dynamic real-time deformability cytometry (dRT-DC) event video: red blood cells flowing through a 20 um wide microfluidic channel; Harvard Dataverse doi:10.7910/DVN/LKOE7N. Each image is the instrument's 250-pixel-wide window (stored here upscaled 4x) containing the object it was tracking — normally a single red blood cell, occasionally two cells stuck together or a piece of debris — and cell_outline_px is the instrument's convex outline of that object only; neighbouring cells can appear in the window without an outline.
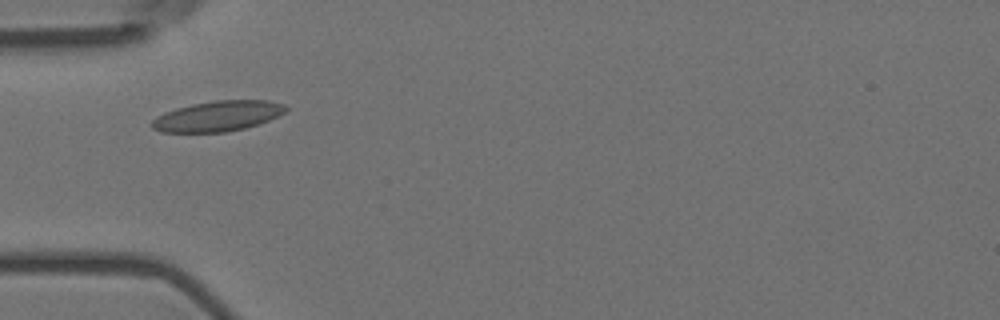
{"species": "Egyptian fruit bat (a non-hibernating species)", "species_latin": "Rousettus aegyptiacus", "temperature_condition": "room temperature", "stored_images_in_passage": 5, "camera_frame_rate_fps": 3000, "um_per_image_px": 0.085, "animal": {"sex": "female"}, "frame": {"image": 1, "passage_image": 3, "time_ms": 0.667, "image_size_px": [1000, 320], "cell_outline_px": [[288, 108], [280, 116], [244, 128], [224, 132], [160, 132], [152, 128], [148, 124], [156, 116], [164, 112], [176, 108], [192, 104], [216, 100], [268, 100], [284, 104]], "centroid_in_image_um": [18.47, 9.86], "position_along_channel_um": 66.5, "area_um2": 23.76}}
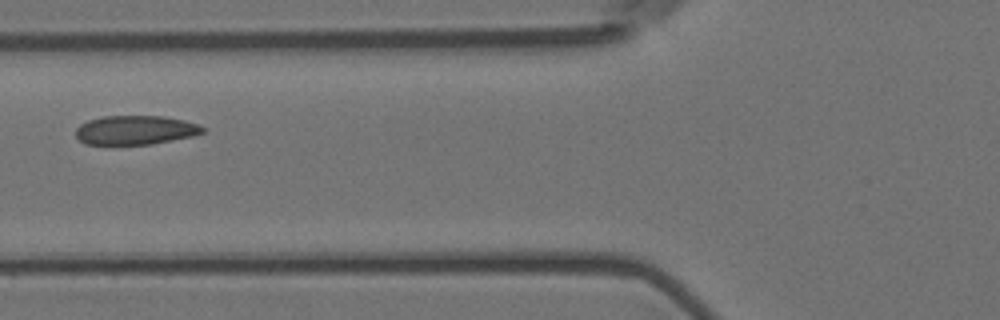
{"frame": {"image": 2, "passage_image": 4, "time_ms": 1.0, "image_size_px": [1000, 320], "cell_outline_px": [[208, 128], [204, 132], [192, 136], [152, 144], [84, 144], [76, 136], [76, 128], [80, 124], [88, 120], [104, 116], [164, 116], [184, 120], [200, 124]], "centroid_in_image_um": [11.54, 11.05], "position_along_channel_um": 114.3, "area_um2": 21.62}}
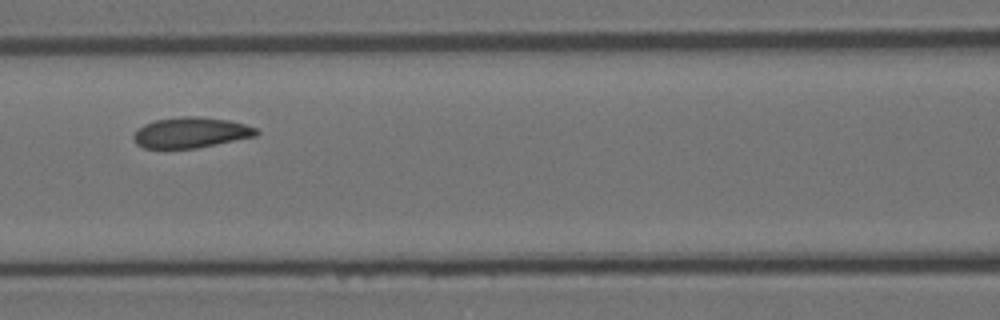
{"frame": {"image": 3, "passage_image": 5, "time_ms": 1.333, "image_size_px": [1000, 320], "cell_outline_px": [[260, 132], [256, 136], [196, 148], [144, 148], [136, 144], [132, 136], [136, 128], [144, 124], [156, 120], [184, 116], [192, 116], [228, 120], [244, 124], [256, 128]], "centroid_in_image_um": [16.19, 11.27], "position_along_channel_um": 150.4, "area_um2": 21.79}}